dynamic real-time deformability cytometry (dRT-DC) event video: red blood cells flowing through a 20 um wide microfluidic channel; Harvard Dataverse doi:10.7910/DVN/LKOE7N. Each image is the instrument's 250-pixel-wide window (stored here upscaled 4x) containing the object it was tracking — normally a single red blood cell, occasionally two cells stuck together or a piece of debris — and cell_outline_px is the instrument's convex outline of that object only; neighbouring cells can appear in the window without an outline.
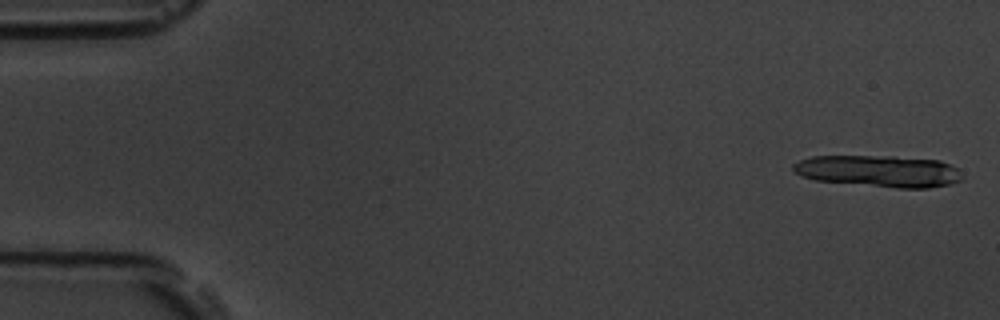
{"species": "common noctule bat (a hibernating species)", "species_latin": "Nyctalus noctula", "temperature_condition": "room temperature", "stored_images_in_passage": 16, "camera_frame_rate_fps": 3000, "um_per_image_px": 0.085, "animal": {"sex": "male", "body_mass_g": 19.5, "forearm_length_mm": 54.6}, "frame": {"image": 1, "passage_image": 2, "time_ms": 0.333, "image_size_px": [1000, 320], "cell_outline_px": [[964, 180], [948, 184], [928, 188], [896, 188], [816, 180], [800, 176], [792, 168], [792, 164], [800, 160], [812, 156], [892, 156], [940, 160], [956, 168]], "centroid_in_image_um": [74.7, 14.54], "position_along_channel_um": 10.3, "area_um2": 31.21}}